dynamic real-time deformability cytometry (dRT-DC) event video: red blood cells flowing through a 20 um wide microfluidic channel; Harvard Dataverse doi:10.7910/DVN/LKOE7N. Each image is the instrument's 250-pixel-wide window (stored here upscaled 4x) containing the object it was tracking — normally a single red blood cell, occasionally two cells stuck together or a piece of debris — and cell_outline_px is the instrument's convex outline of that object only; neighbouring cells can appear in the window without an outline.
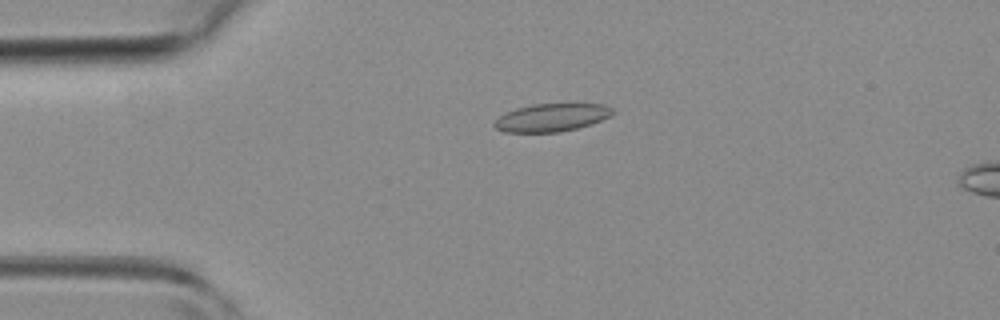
{"species": "common noctule bat (a hibernating species)", "species_latin": "Nyctalus noctula", "temperature_condition": "room temperature", "stored_images_in_passage": 4, "camera_frame_rate_fps": 3000, "um_per_image_px": 0.085, "animal": {"sex": "female", "body_mass_g": 19.3, "forearm_length_mm": 54.1}, "frame": {"image": 1, "passage_image": 3, "time_ms": 2.333, "image_size_px": [1000, 320], "cell_outline_px": [[616, 112], [612, 116], [592, 124], [560, 132], [504, 132], [496, 128], [492, 124], [500, 116], [516, 108], [536, 104], [604, 104], [612, 108]], "centroid_in_image_um": [46.94, 9.99], "position_along_channel_um": 38.1, "area_um2": 19.19}}